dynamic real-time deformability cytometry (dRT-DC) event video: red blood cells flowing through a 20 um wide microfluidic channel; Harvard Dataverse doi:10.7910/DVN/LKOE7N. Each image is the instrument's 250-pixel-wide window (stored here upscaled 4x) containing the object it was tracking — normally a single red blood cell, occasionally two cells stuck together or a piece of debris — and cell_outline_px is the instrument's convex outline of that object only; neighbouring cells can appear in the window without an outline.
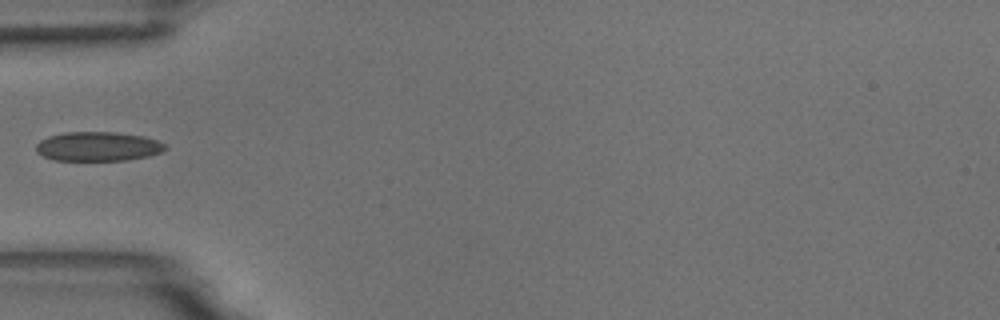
{"species": "common noctule bat (a hibernating species)", "species_latin": "Nyctalus noctula", "temperature_condition": "room temperature", "stored_images_in_passage": 5, "camera_frame_rate_fps": 3000, "um_per_image_px": 0.085, "animal": {"sex": "male", "body_mass_g": 18.8}, "frame": {"image": 1, "passage_image": 5, "time_ms": 4.667, "image_size_px": [1000, 320], "cell_outline_px": [[168, 148], [160, 152], [148, 156], [128, 160], [56, 160], [44, 156], [36, 152], [36, 144], [40, 140], [48, 136], [64, 132], [116, 132], [144, 136], [156, 140], [164, 144]], "centroid_in_image_um": [8.32, 12.44], "position_along_channel_um": 76.7, "area_um2": 22.02}}